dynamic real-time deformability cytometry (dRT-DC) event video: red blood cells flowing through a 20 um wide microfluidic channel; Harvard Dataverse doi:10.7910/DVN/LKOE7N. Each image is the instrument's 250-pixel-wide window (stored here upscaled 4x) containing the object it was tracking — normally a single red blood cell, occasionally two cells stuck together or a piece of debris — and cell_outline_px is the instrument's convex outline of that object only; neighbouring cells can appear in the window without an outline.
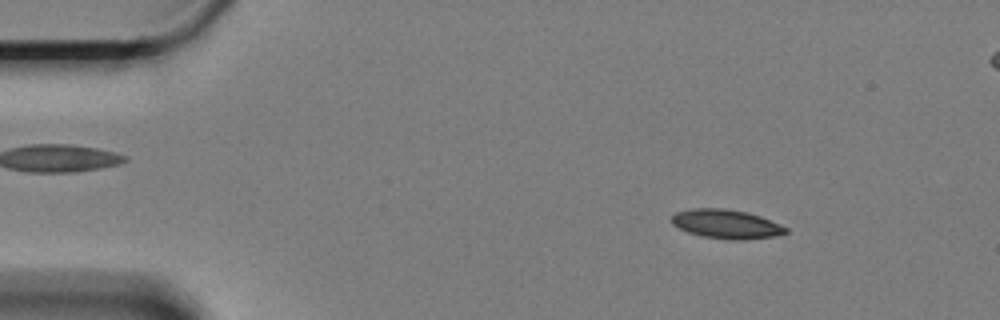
{"species": "Egyptian fruit bat (a non-hibernating species)", "species_latin": "Rousettus aegyptiacus", "temperature_condition": "cold", "stored_images_in_passage": 61, "segment_of_instrument_passage": [1, 2], "camera_frame_rate_fps": 3000, "um_per_image_px": 0.085, "animal": {"sex": "female"}, "frame": {"image": 1, "passage_image": 8, "time_ms": 2.333, "image_size_px": [1000, 320], "cell_outline_px": [[788, 232], [776, 236], [744, 240], [728, 240], [700, 236], [688, 232], [672, 224], [672, 216], [676, 212], [692, 208], [724, 208], [748, 212], [760, 216], [780, 224], [788, 228]], "centroid_in_image_um": [61.75, 19.05], "position_along_channel_um": 23.2, "area_um2": 19.48}}
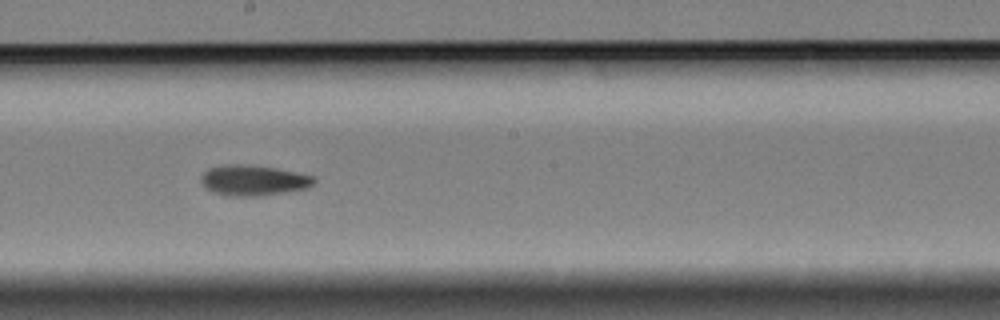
{"frame": {"image": 2, "passage_image": 33, "time_ms": 10.667, "image_size_px": [1000, 320], "cell_outline_px": [[316, 180], [308, 188], [288, 192], [260, 196], [224, 196], [212, 192], [200, 180], [200, 176], [208, 168], [228, 164], [244, 164], [276, 168], [316, 176]], "centroid_in_image_um": [21.55, 15.33], "position_along_channel_um": 226.6, "area_um2": 20.29}}
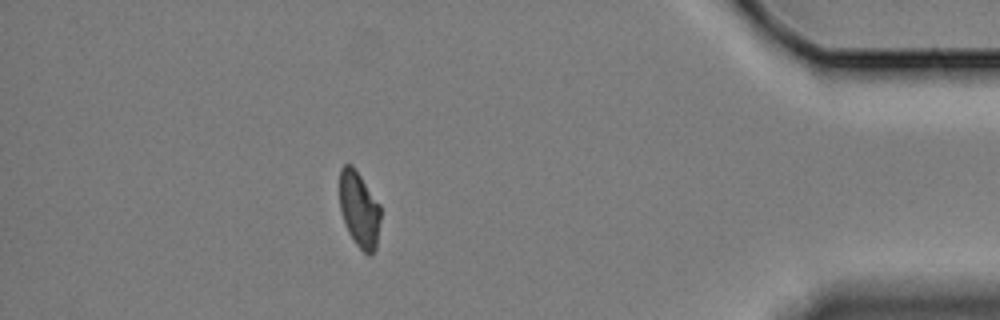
{"frame": {"image": 3, "passage_image": 53, "time_ms": 17.333, "image_size_px": [1000, 320], "cell_outline_px": [[380, 220], [376, 248], [372, 256], [368, 256], [356, 244], [348, 232], [340, 208], [340, 168], [344, 164], [352, 164], [380, 204]], "centroid_in_image_um": [30.54, 17.81], "position_along_channel_um": 404.7, "area_um2": 18.09}}